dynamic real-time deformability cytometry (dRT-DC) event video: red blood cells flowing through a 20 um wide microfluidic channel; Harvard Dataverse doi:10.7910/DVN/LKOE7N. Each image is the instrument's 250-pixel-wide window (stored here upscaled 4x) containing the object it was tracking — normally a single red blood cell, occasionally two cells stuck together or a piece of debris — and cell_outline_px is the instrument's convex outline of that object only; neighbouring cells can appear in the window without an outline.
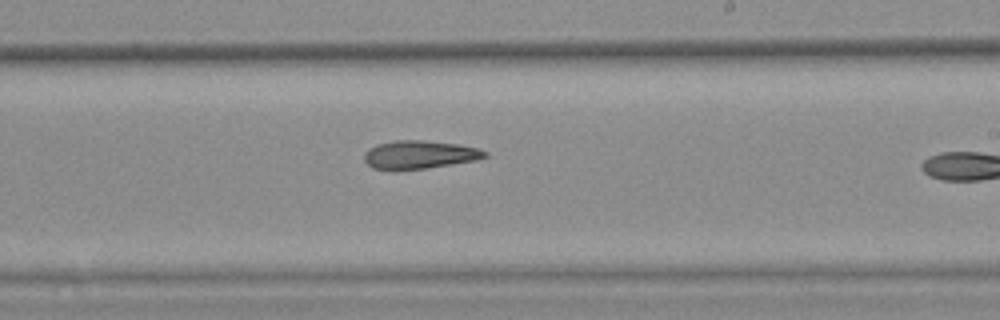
{"species": "common noctule bat (a hibernating species)", "species_latin": "Nyctalus noctula", "temperature_condition": "warm", "stored_images_in_passage": 40, "camera_frame_rate_fps": 3000, "um_per_image_px": 0.085, "animal": {"sex": "female", "body_mass_g": 25.1}, "frame": {"image": 1, "passage_image": 29, "time_ms": 9.333, "image_size_px": [1000, 320], "cell_outline_px": [[488, 156], [476, 160], [428, 168], [372, 168], [364, 160], [364, 152], [368, 148], [376, 144], [396, 140], [420, 140], [456, 144], [480, 148], [488, 152]], "centroid_in_image_um": [35.68, 13.12], "position_along_channel_um": 253.3, "area_um2": 19.54}}